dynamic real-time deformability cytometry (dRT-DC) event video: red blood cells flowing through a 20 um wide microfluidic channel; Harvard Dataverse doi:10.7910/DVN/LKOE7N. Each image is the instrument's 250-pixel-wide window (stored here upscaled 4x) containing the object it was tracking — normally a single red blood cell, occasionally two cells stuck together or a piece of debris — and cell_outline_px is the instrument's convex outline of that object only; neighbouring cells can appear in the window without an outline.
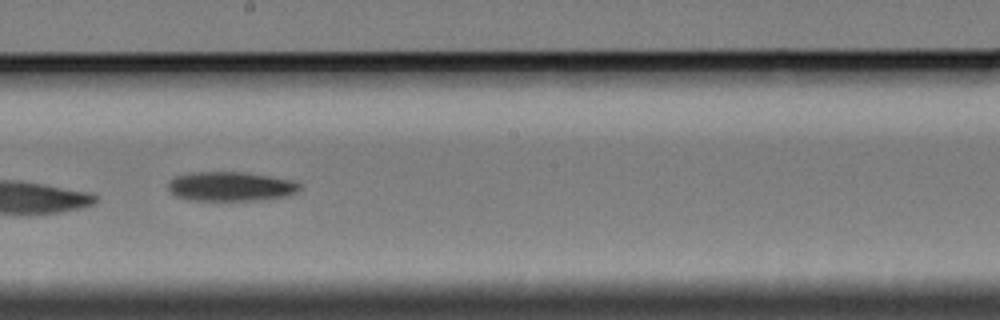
{"species": "Egyptian fruit bat (a non-hibernating species)", "species_latin": "Rousettus aegyptiacus", "temperature_condition": "cold", "stored_images_in_passage": 15, "camera_frame_rate_fps": 3000, "um_per_image_px": 0.085, "animal": {"sex": "female"}, "frame": {"image": 1, "passage_image": 9, "time_ms": 10.667, "image_size_px": [1000, 320], "cell_outline_px": [[300, 188], [296, 192], [288, 196], [252, 200], [192, 200], [176, 196], [168, 188], [168, 184], [176, 176], [192, 172], [244, 172], [268, 176], [288, 180], [300, 184]], "centroid_in_image_um": [19.59, 15.84], "position_along_channel_um": 228.6, "area_um2": 22.08}, "authors_computed_cell_mechanics": {"area_um2": 22.7732, "velocity_mm_per_s": 3.3778, "shape_relaxation_time_tau1_ms": null, "shape_relaxation_time_tau2_ms": 1.7401, "deformation_change_tau1": null, "deformation_change_tau2": 0.0561}}